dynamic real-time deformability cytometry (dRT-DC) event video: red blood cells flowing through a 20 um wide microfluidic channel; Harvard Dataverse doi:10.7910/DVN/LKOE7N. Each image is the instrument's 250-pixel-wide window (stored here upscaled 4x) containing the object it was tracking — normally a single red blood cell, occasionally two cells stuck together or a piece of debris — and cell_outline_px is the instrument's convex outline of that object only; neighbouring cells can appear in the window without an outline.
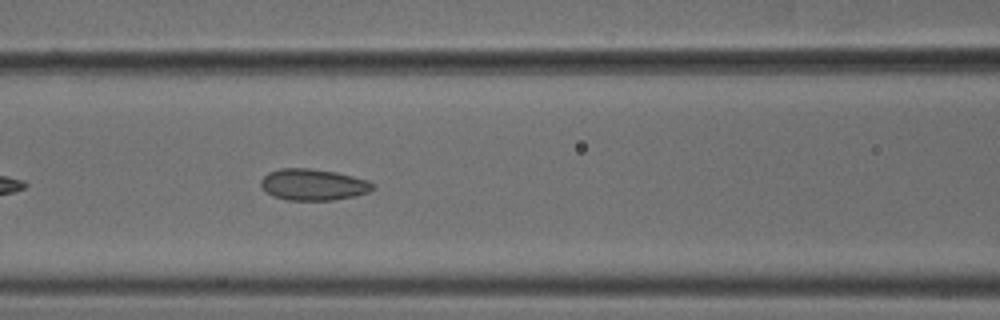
{"species": "common noctule bat (a hibernating species)", "species_latin": "Nyctalus noctula", "temperature_condition": "cold", "stored_images_in_passage": 39, "camera_frame_rate_fps": 3000, "um_per_image_px": 0.085, "animal": {"sex": "male", "body_mass_g": 18.8}, "frame": {"image": 1, "passage_image": 9, "time_ms": 2.667, "image_size_px": [1000, 320], "cell_outline_px": [[376, 188], [368, 192], [356, 196], [332, 200], [288, 200], [272, 196], [264, 192], [260, 184], [260, 180], [268, 172], [280, 168], [308, 168], [336, 172], [368, 180], [376, 184]], "centroid_in_image_um": [26.62, 15.69], "position_along_channel_um": 140.0, "area_um2": 20.75}}
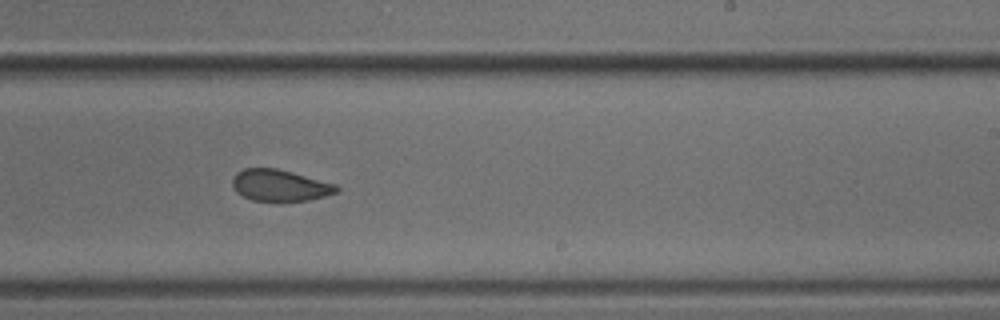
{"frame": {"image": 2, "passage_image": 19, "time_ms": 6.0, "image_size_px": [1000, 320], "cell_outline_px": [[340, 192], [308, 200], [280, 204], [252, 200], [236, 192], [232, 184], [232, 180], [236, 172], [244, 168], [276, 168], [292, 172], [336, 184], [340, 188]], "centroid_in_image_um": [23.8, 15.8], "position_along_channel_um": 265.2, "area_um2": 19.77}}
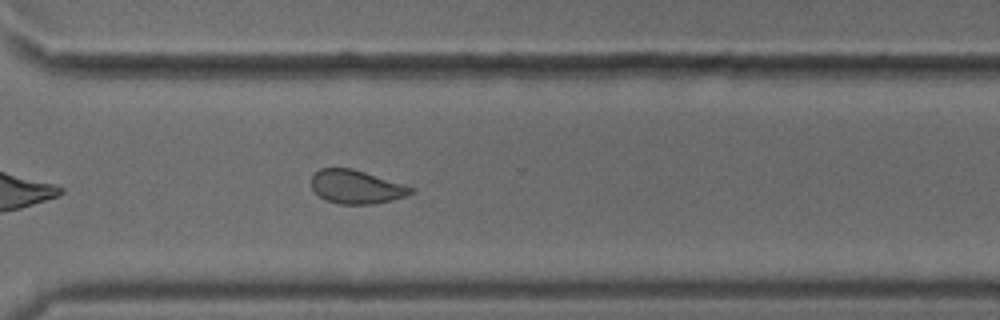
{"frame": {"image": 3, "passage_image": 25, "time_ms": 8.0, "image_size_px": [1000, 320], "cell_outline_px": [[416, 192], [392, 200], [376, 204], [340, 204], [324, 200], [312, 188], [312, 176], [320, 168], [352, 168], [412, 188]], "centroid_in_image_um": [30.25, 15.9], "position_along_channel_um": 340.4, "area_um2": 19.13}, "authors_computed_cell_mechanics": {"area_um2": 20.2878, "velocity_mm_per_s": 3.7625, "shape_relaxation_time_tau1_ms": null, "shape_relaxation_time_tau2_ms": 1.7434, "deformation_change_tau1": null, "deformation_change_tau2": 0.0785}}